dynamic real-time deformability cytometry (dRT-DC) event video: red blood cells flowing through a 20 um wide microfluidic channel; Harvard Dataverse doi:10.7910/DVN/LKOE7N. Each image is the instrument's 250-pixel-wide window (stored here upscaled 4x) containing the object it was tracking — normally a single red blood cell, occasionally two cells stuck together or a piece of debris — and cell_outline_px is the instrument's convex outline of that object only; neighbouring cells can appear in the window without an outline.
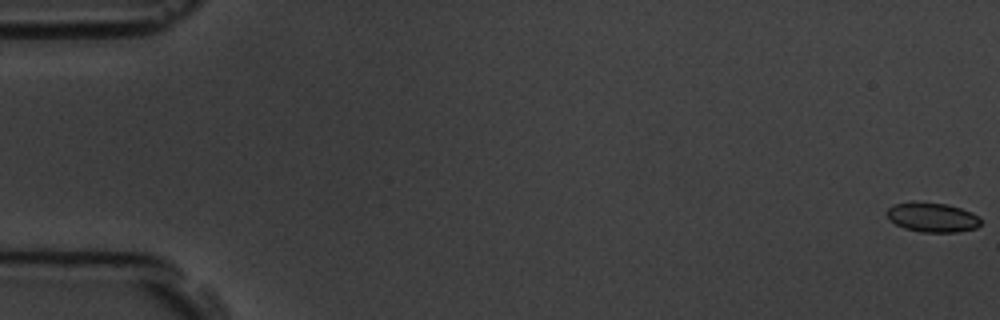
{"species": "common noctule bat (a hibernating species)", "species_latin": "Nyctalus noctula", "temperature_condition": "room temperature", "stored_images_in_passage": 9, "camera_frame_rate_fps": 3000, "um_per_image_px": 0.085, "animal": {"sex": "male", "body_mass_g": 19.5, "forearm_length_mm": 54.6}, "frame": {"image": 1, "passage_image": 1, "time_ms": 0.0, "image_size_px": [1000, 320], "cell_outline_px": [[980, 224], [976, 228], [956, 232], [920, 232], [904, 228], [888, 220], [884, 212], [888, 208], [896, 204], [948, 204], [972, 212], [980, 216]], "centroid_in_image_um": [79.26, 18.51], "position_along_channel_um": 5.7, "area_um2": 15.78}}
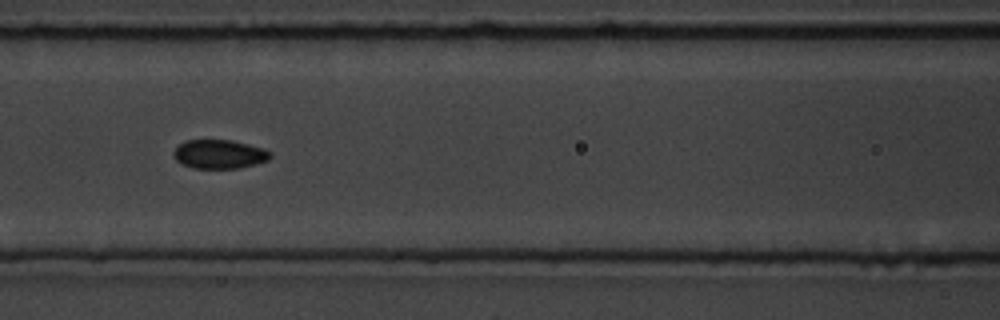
{"frame": {"image": 2, "passage_image": 8, "time_ms": 8.0, "image_size_px": [1000, 320], "cell_outline_px": [[272, 156], [268, 160], [256, 164], [240, 168], [192, 168], [176, 160], [172, 156], [172, 152], [184, 140], [232, 140], [264, 148], [272, 152]], "centroid_in_image_um": [18.66, 13.1], "position_along_channel_um": 147.9, "area_um2": 16.42}}
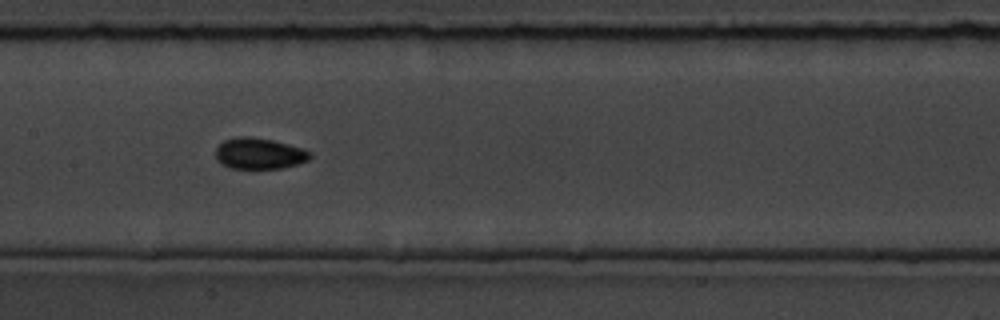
{"frame": {"image": 3, "passage_image": 9, "time_ms": 9.0, "image_size_px": [1000, 320], "cell_outline_px": [[312, 156], [308, 160], [284, 168], [228, 168], [216, 156], [216, 148], [224, 140], [236, 136], [248, 136], [272, 140], [288, 144], [312, 152]], "centroid_in_image_um": [22.05, 13.04], "position_along_channel_um": 185.4, "area_um2": 16.94}}